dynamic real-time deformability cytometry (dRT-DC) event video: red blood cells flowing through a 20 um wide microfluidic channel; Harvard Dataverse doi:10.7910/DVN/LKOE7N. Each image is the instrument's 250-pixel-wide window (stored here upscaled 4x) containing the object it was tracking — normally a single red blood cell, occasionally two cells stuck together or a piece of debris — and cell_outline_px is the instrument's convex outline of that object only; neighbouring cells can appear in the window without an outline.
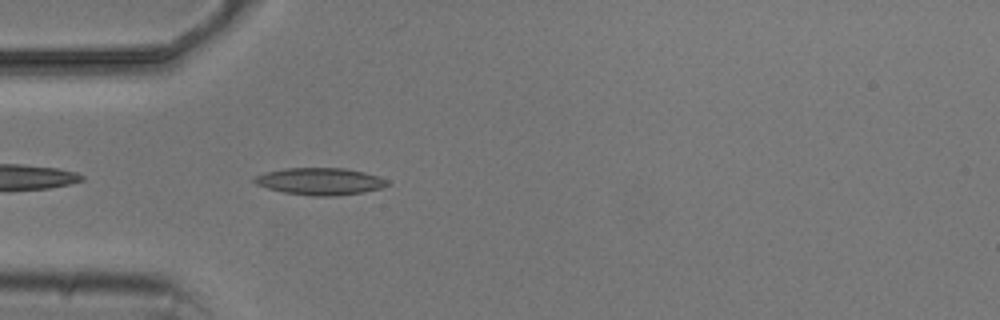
{"species": "common noctule bat (a hibernating species)", "species_latin": "Nyctalus noctula", "temperature_condition": "cold", "stored_images_in_passage": 4, "camera_frame_rate_fps": 3000, "um_per_image_px": 0.085, "animal": {"sex": "male", "body_mass_g": 20.5, "forearm_length_mm": 52.5}, "frame": {"image": 1, "passage_image": 4, "time_ms": 4.667, "image_size_px": [1000, 320], "cell_outline_px": [[392, 184], [380, 188], [364, 192], [332, 196], [312, 196], [284, 192], [268, 188], [256, 184], [252, 180], [252, 176], [264, 172], [284, 168], [344, 168], [364, 172], [388, 180]], "centroid_in_image_um": [27.17, 15.41], "position_along_channel_um": 57.8, "area_um2": 21.04}}